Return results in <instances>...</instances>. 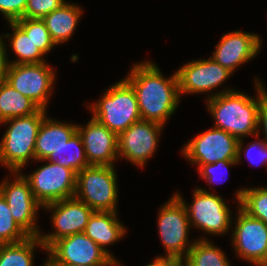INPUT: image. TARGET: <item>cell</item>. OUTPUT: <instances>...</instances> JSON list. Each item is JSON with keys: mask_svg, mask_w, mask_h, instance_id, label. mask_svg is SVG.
<instances>
[{"mask_svg": "<svg viewBox=\"0 0 267 266\" xmlns=\"http://www.w3.org/2000/svg\"><path fill=\"white\" fill-rule=\"evenodd\" d=\"M124 79L133 87L141 119L165 126L181 100L177 73L166 77L153 61L143 60Z\"/></svg>", "mask_w": 267, "mask_h": 266, "instance_id": "6da1fadb", "label": "cell"}, {"mask_svg": "<svg viewBox=\"0 0 267 266\" xmlns=\"http://www.w3.org/2000/svg\"><path fill=\"white\" fill-rule=\"evenodd\" d=\"M260 81L256 77V94L253 97L235 89L206 100V108L215 122L213 127L228 132L238 140L258 135V109L261 99L267 94Z\"/></svg>", "mask_w": 267, "mask_h": 266, "instance_id": "7a4b0ae2", "label": "cell"}, {"mask_svg": "<svg viewBox=\"0 0 267 266\" xmlns=\"http://www.w3.org/2000/svg\"><path fill=\"white\" fill-rule=\"evenodd\" d=\"M47 110L0 122L8 128L0 141V165L10 172H21L28 162H35V144L37 134ZM9 124V125H8Z\"/></svg>", "mask_w": 267, "mask_h": 266, "instance_id": "3957f363", "label": "cell"}, {"mask_svg": "<svg viewBox=\"0 0 267 266\" xmlns=\"http://www.w3.org/2000/svg\"><path fill=\"white\" fill-rule=\"evenodd\" d=\"M86 106L93 118L117 136L141 120L133 87L124 78L110 85L98 101Z\"/></svg>", "mask_w": 267, "mask_h": 266, "instance_id": "277c9868", "label": "cell"}, {"mask_svg": "<svg viewBox=\"0 0 267 266\" xmlns=\"http://www.w3.org/2000/svg\"><path fill=\"white\" fill-rule=\"evenodd\" d=\"M160 205L157 228L165 255L154 259H185L195 240L189 241L191 225L183 201L175 194Z\"/></svg>", "mask_w": 267, "mask_h": 266, "instance_id": "5b68a950", "label": "cell"}, {"mask_svg": "<svg viewBox=\"0 0 267 266\" xmlns=\"http://www.w3.org/2000/svg\"><path fill=\"white\" fill-rule=\"evenodd\" d=\"M175 194L186 207L191 228L211 236H225L232 231V210L221 195L196 187L192 194L193 201L188 205L183 195L178 192Z\"/></svg>", "mask_w": 267, "mask_h": 266, "instance_id": "8992f818", "label": "cell"}, {"mask_svg": "<svg viewBox=\"0 0 267 266\" xmlns=\"http://www.w3.org/2000/svg\"><path fill=\"white\" fill-rule=\"evenodd\" d=\"M117 179L116 167L90 165L77 173L74 197L93 211L118 212Z\"/></svg>", "mask_w": 267, "mask_h": 266, "instance_id": "52a82bcc", "label": "cell"}, {"mask_svg": "<svg viewBox=\"0 0 267 266\" xmlns=\"http://www.w3.org/2000/svg\"><path fill=\"white\" fill-rule=\"evenodd\" d=\"M45 162L33 172L23 176L28 180L32 194L36 201L43 207L47 204L75 195L77 174L56 162Z\"/></svg>", "mask_w": 267, "mask_h": 266, "instance_id": "ba28073f", "label": "cell"}, {"mask_svg": "<svg viewBox=\"0 0 267 266\" xmlns=\"http://www.w3.org/2000/svg\"><path fill=\"white\" fill-rule=\"evenodd\" d=\"M180 97L184 94H208L205 100L235 89L228 88L212 92L222 86L233 75L231 71L215 62L210 56L208 59L192 60L176 70Z\"/></svg>", "mask_w": 267, "mask_h": 266, "instance_id": "9c48e42d", "label": "cell"}, {"mask_svg": "<svg viewBox=\"0 0 267 266\" xmlns=\"http://www.w3.org/2000/svg\"><path fill=\"white\" fill-rule=\"evenodd\" d=\"M46 263H65L78 266H123L116 263L84 232L55 241L46 251Z\"/></svg>", "mask_w": 267, "mask_h": 266, "instance_id": "30bf717a", "label": "cell"}, {"mask_svg": "<svg viewBox=\"0 0 267 266\" xmlns=\"http://www.w3.org/2000/svg\"><path fill=\"white\" fill-rule=\"evenodd\" d=\"M55 68L47 62L9 64L5 81L40 108L47 110L56 81Z\"/></svg>", "mask_w": 267, "mask_h": 266, "instance_id": "8fae6325", "label": "cell"}, {"mask_svg": "<svg viewBox=\"0 0 267 266\" xmlns=\"http://www.w3.org/2000/svg\"><path fill=\"white\" fill-rule=\"evenodd\" d=\"M11 177L5 176L0 182V194L6 200L15 222L29 236H39L41 230L37 225V212L42 206L36 201L23 173L11 172Z\"/></svg>", "mask_w": 267, "mask_h": 266, "instance_id": "7c38bea8", "label": "cell"}, {"mask_svg": "<svg viewBox=\"0 0 267 266\" xmlns=\"http://www.w3.org/2000/svg\"><path fill=\"white\" fill-rule=\"evenodd\" d=\"M238 139L228 132L211 127L190 139L182 148L189 164L200 167L222 160H237Z\"/></svg>", "mask_w": 267, "mask_h": 266, "instance_id": "4fadbf2b", "label": "cell"}, {"mask_svg": "<svg viewBox=\"0 0 267 266\" xmlns=\"http://www.w3.org/2000/svg\"><path fill=\"white\" fill-rule=\"evenodd\" d=\"M237 206L236 222L231 227L233 252L236 257L248 261L247 263L261 266L267 258V224L249 216Z\"/></svg>", "mask_w": 267, "mask_h": 266, "instance_id": "5bb4252c", "label": "cell"}, {"mask_svg": "<svg viewBox=\"0 0 267 266\" xmlns=\"http://www.w3.org/2000/svg\"><path fill=\"white\" fill-rule=\"evenodd\" d=\"M164 125L147 120L133 123L118 135V159H124L137 167H145L157 151Z\"/></svg>", "mask_w": 267, "mask_h": 266, "instance_id": "9a60e30c", "label": "cell"}, {"mask_svg": "<svg viewBox=\"0 0 267 266\" xmlns=\"http://www.w3.org/2000/svg\"><path fill=\"white\" fill-rule=\"evenodd\" d=\"M42 209L52 213L50 221L54 229L53 232H41L39 235L45 250L60 238L84 232L94 212L86 203L75 197L47 204Z\"/></svg>", "mask_w": 267, "mask_h": 266, "instance_id": "2e32d148", "label": "cell"}, {"mask_svg": "<svg viewBox=\"0 0 267 266\" xmlns=\"http://www.w3.org/2000/svg\"><path fill=\"white\" fill-rule=\"evenodd\" d=\"M261 46L262 39L259 34L233 30L222 35L210 57L233 73L257 57Z\"/></svg>", "mask_w": 267, "mask_h": 266, "instance_id": "e0dca14e", "label": "cell"}, {"mask_svg": "<svg viewBox=\"0 0 267 266\" xmlns=\"http://www.w3.org/2000/svg\"><path fill=\"white\" fill-rule=\"evenodd\" d=\"M89 165L115 166L118 159V136L91 117L86 125L77 123Z\"/></svg>", "mask_w": 267, "mask_h": 266, "instance_id": "ac0fdd59", "label": "cell"}, {"mask_svg": "<svg viewBox=\"0 0 267 266\" xmlns=\"http://www.w3.org/2000/svg\"><path fill=\"white\" fill-rule=\"evenodd\" d=\"M127 228L118 218V212L94 211L84 233L100 246L116 263H120L107 246L125 237Z\"/></svg>", "mask_w": 267, "mask_h": 266, "instance_id": "d6986e66", "label": "cell"}, {"mask_svg": "<svg viewBox=\"0 0 267 266\" xmlns=\"http://www.w3.org/2000/svg\"><path fill=\"white\" fill-rule=\"evenodd\" d=\"M76 131L77 124L46 116L36 138L35 161L46 160L50 154L57 153Z\"/></svg>", "mask_w": 267, "mask_h": 266, "instance_id": "ffe728a7", "label": "cell"}, {"mask_svg": "<svg viewBox=\"0 0 267 266\" xmlns=\"http://www.w3.org/2000/svg\"><path fill=\"white\" fill-rule=\"evenodd\" d=\"M82 9L79 4L66 1L42 19L56 45L66 43L72 38L79 25Z\"/></svg>", "mask_w": 267, "mask_h": 266, "instance_id": "44dd1931", "label": "cell"}, {"mask_svg": "<svg viewBox=\"0 0 267 266\" xmlns=\"http://www.w3.org/2000/svg\"><path fill=\"white\" fill-rule=\"evenodd\" d=\"M39 109L35 102L14 89L8 82L0 81V122L28 116Z\"/></svg>", "mask_w": 267, "mask_h": 266, "instance_id": "7402d4cb", "label": "cell"}, {"mask_svg": "<svg viewBox=\"0 0 267 266\" xmlns=\"http://www.w3.org/2000/svg\"><path fill=\"white\" fill-rule=\"evenodd\" d=\"M12 33L4 34V39H8L10 45L9 48L14 51L16 59L9 61V64H38L46 62V57L33 43L30 36L15 23L7 22Z\"/></svg>", "mask_w": 267, "mask_h": 266, "instance_id": "603a6c76", "label": "cell"}, {"mask_svg": "<svg viewBox=\"0 0 267 266\" xmlns=\"http://www.w3.org/2000/svg\"><path fill=\"white\" fill-rule=\"evenodd\" d=\"M36 248L46 251L39 236H29L17 243L0 244V266H35Z\"/></svg>", "mask_w": 267, "mask_h": 266, "instance_id": "cb8c5ba5", "label": "cell"}, {"mask_svg": "<svg viewBox=\"0 0 267 266\" xmlns=\"http://www.w3.org/2000/svg\"><path fill=\"white\" fill-rule=\"evenodd\" d=\"M200 237L195 239L185 258L189 266H231L230 260L221 248L215 246L206 236Z\"/></svg>", "mask_w": 267, "mask_h": 266, "instance_id": "d4e9b609", "label": "cell"}, {"mask_svg": "<svg viewBox=\"0 0 267 266\" xmlns=\"http://www.w3.org/2000/svg\"><path fill=\"white\" fill-rule=\"evenodd\" d=\"M73 170L76 174L90 166L86 157L81 135L76 131L65 145L46 159Z\"/></svg>", "mask_w": 267, "mask_h": 266, "instance_id": "484cf974", "label": "cell"}, {"mask_svg": "<svg viewBox=\"0 0 267 266\" xmlns=\"http://www.w3.org/2000/svg\"><path fill=\"white\" fill-rule=\"evenodd\" d=\"M235 201L249 216L267 224V186L235 190Z\"/></svg>", "mask_w": 267, "mask_h": 266, "instance_id": "4316f807", "label": "cell"}, {"mask_svg": "<svg viewBox=\"0 0 267 266\" xmlns=\"http://www.w3.org/2000/svg\"><path fill=\"white\" fill-rule=\"evenodd\" d=\"M26 34L30 36L35 46L46 56L55 48V42L42 19L21 18L14 21Z\"/></svg>", "mask_w": 267, "mask_h": 266, "instance_id": "83f0119b", "label": "cell"}, {"mask_svg": "<svg viewBox=\"0 0 267 266\" xmlns=\"http://www.w3.org/2000/svg\"><path fill=\"white\" fill-rule=\"evenodd\" d=\"M29 235L15 222L4 197L0 194V244L17 243Z\"/></svg>", "mask_w": 267, "mask_h": 266, "instance_id": "f1b7e54d", "label": "cell"}, {"mask_svg": "<svg viewBox=\"0 0 267 266\" xmlns=\"http://www.w3.org/2000/svg\"><path fill=\"white\" fill-rule=\"evenodd\" d=\"M259 135H255L257 140L248 143V146H244L245 138L238 141L237 163L242 162V156L245 154V158L252 166L267 165V144L263 139H259Z\"/></svg>", "mask_w": 267, "mask_h": 266, "instance_id": "f546056e", "label": "cell"}, {"mask_svg": "<svg viewBox=\"0 0 267 266\" xmlns=\"http://www.w3.org/2000/svg\"><path fill=\"white\" fill-rule=\"evenodd\" d=\"M237 165H238L237 160H222V161H217L216 163L213 164L201 165L197 170L199 172L200 177L206 180V184L208 183V185H212L213 183L220 184L225 182L226 181L225 177L227 176H223L225 172L221 171L224 170L229 172L228 170L229 167ZM220 175L222 176L218 178V176Z\"/></svg>", "mask_w": 267, "mask_h": 266, "instance_id": "4dcf8cb0", "label": "cell"}, {"mask_svg": "<svg viewBox=\"0 0 267 266\" xmlns=\"http://www.w3.org/2000/svg\"><path fill=\"white\" fill-rule=\"evenodd\" d=\"M65 0H27L23 18L43 19L47 14L58 9Z\"/></svg>", "mask_w": 267, "mask_h": 266, "instance_id": "1f68e13d", "label": "cell"}, {"mask_svg": "<svg viewBox=\"0 0 267 266\" xmlns=\"http://www.w3.org/2000/svg\"><path fill=\"white\" fill-rule=\"evenodd\" d=\"M27 0H0V12L7 22L23 18Z\"/></svg>", "mask_w": 267, "mask_h": 266, "instance_id": "d6a6232c", "label": "cell"}, {"mask_svg": "<svg viewBox=\"0 0 267 266\" xmlns=\"http://www.w3.org/2000/svg\"><path fill=\"white\" fill-rule=\"evenodd\" d=\"M260 131L264 133L263 140L267 144V94L261 99L258 109V134Z\"/></svg>", "mask_w": 267, "mask_h": 266, "instance_id": "836d02e7", "label": "cell"}, {"mask_svg": "<svg viewBox=\"0 0 267 266\" xmlns=\"http://www.w3.org/2000/svg\"><path fill=\"white\" fill-rule=\"evenodd\" d=\"M4 35L0 33V81H4L6 79V73L9 67V54L8 46L4 42Z\"/></svg>", "mask_w": 267, "mask_h": 266, "instance_id": "e575fe53", "label": "cell"}, {"mask_svg": "<svg viewBox=\"0 0 267 266\" xmlns=\"http://www.w3.org/2000/svg\"><path fill=\"white\" fill-rule=\"evenodd\" d=\"M145 266H189L185 259H153Z\"/></svg>", "mask_w": 267, "mask_h": 266, "instance_id": "d590c367", "label": "cell"}, {"mask_svg": "<svg viewBox=\"0 0 267 266\" xmlns=\"http://www.w3.org/2000/svg\"><path fill=\"white\" fill-rule=\"evenodd\" d=\"M49 266H78V265H71L65 263H47Z\"/></svg>", "mask_w": 267, "mask_h": 266, "instance_id": "8d00e7d4", "label": "cell"}, {"mask_svg": "<svg viewBox=\"0 0 267 266\" xmlns=\"http://www.w3.org/2000/svg\"><path fill=\"white\" fill-rule=\"evenodd\" d=\"M261 266H267V258Z\"/></svg>", "mask_w": 267, "mask_h": 266, "instance_id": "74e56055", "label": "cell"}]
</instances>
